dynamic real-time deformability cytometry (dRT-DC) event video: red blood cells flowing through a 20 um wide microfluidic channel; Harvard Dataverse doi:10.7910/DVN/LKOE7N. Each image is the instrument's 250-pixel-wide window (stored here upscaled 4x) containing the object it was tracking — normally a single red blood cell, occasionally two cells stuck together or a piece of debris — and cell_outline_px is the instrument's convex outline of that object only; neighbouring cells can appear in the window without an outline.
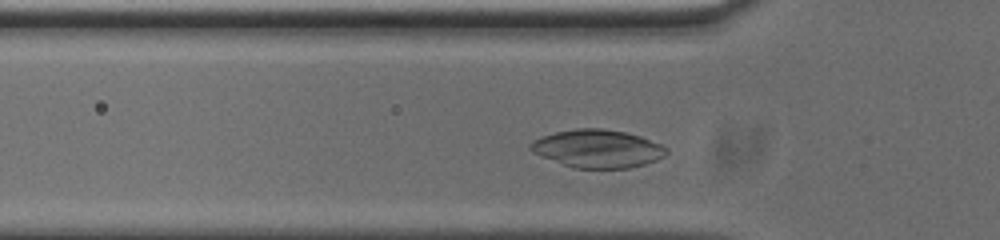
{"species": "common noctule bat (a hibernating species)", "species_latin": "Nyctalus noctula", "temperature_condition": "cold", "stored_images_in_passage": 37, "camera_frame_rate_fps": 3000, "um_per_image_px": 0.085, "animal": {"sex": "male", "body_mass_g": 20.0, "forearm_length_mm": 53.3}, "frame": {"image": 1, "passage_image": 9, "time_ms": 2.667, "image_size_px": [1000, 240], "cell_outline_px": [[668, 152], [664, 156], [656, 160], [644, 164], [628, 168], [572, 168], [532, 152], [528, 148], [528, 144], [532, 140], [540, 136], [556, 132], [576, 128], [600, 128], [624, 132], [640, 136], [660, 144], [668, 148]], "centroid_in_image_um": [50.76, 12.63], "position_along_channel_um": 75.0, "area_um2": 30.11}}
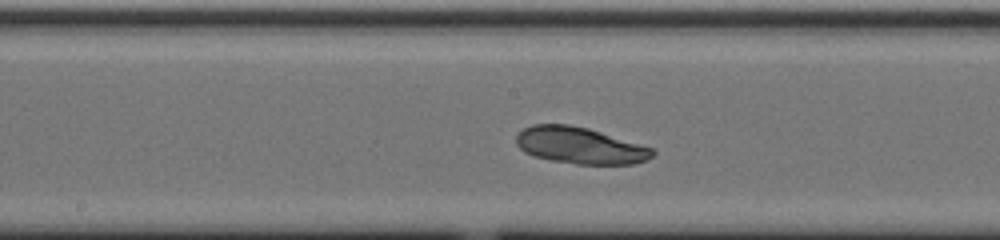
{"frame": {"image": 2, "passage_image": 19, "time_ms": 6.0, "image_size_px": [1000, 240], "cell_outline_px": [[656, 152], [652, 156], [636, 164], [576, 164], [552, 160], [532, 156], [524, 152], [516, 144], [516, 136], [524, 128], [532, 124], [568, 124], [588, 128], [652, 148]], "centroid_in_image_um": [49.26, 12.37], "position_along_channel_um": 198.9, "area_um2": 28.9}}
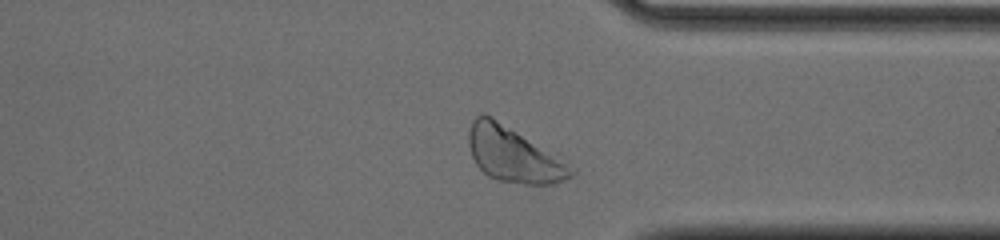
{"frame": {"image": 3, "passage_image": 33, "time_ms": 10.667, "image_size_px": [1000, 240], "cell_outline_px": [[576, 172], [572, 176], [564, 180], [552, 184], [524, 184], [500, 180], [488, 176], [476, 164], [472, 156], [468, 144], [468, 132], [472, 120], [480, 112], [484, 112], [492, 116], [576, 168]], "centroid_in_image_um": [43.62, 13.13], "position_along_channel_um": 367.8, "area_um2": 32.66}, "authors_computed_cell_mechanics": {"area_um2": 29.478, "velocity_mm_per_s": 3.7088, "shape_relaxation_time_tau1_ms": 5.37, "shape_relaxation_time_tau2_ms": 7.6343, "deformation_change_tau1": null, "deformation_change_tau2": 0.1555}}